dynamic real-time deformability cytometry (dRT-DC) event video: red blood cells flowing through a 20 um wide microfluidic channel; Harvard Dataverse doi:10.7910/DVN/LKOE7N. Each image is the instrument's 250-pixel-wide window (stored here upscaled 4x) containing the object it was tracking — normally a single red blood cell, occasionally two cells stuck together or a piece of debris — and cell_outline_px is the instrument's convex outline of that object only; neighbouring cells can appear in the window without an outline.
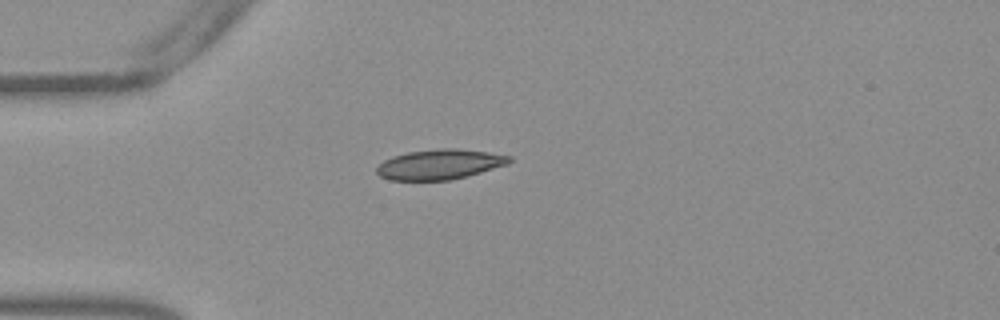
{"species": "Egyptian fruit bat (a non-hibernating species)", "species_latin": "Rousettus aegyptiacus", "temperature_condition": "warm", "stored_images_in_passage": 40, "camera_frame_rate_fps": 3000, "um_per_image_px": 0.085, "frame": {"image": 1, "passage_image": 1, "time_ms": 0.0, "image_size_px": [1000, 320], "cell_outline_px": [[512, 160], [508, 164], [468, 176], [448, 180], [388, 180], [380, 176], [376, 172], [376, 168], [384, 160], [392, 156], [408, 152], [436, 148], [460, 148], [488, 152], [512, 156]], "centroid_in_image_um": [37.38, 13.96], "position_along_channel_um": 47.6, "area_um2": 23.41}}
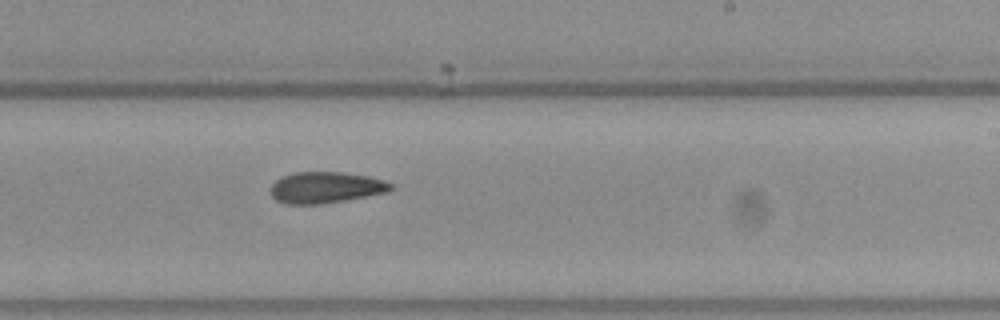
{"frame": {"image": 2, "passage_image": 19, "time_ms": 6.0, "image_size_px": [1000, 320], "cell_outline_px": [[392, 188], [388, 192], [344, 200], [320, 204], [284, 204], [276, 200], [272, 196], [272, 184], [276, 180], [284, 176], [296, 172], [340, 172], [368, 176], [384, 180], [392, 184]], "centroid_in_image_um": [27.69, 15.94], "position_along_channel_um": 261.3, "area_um2": 21.68}}
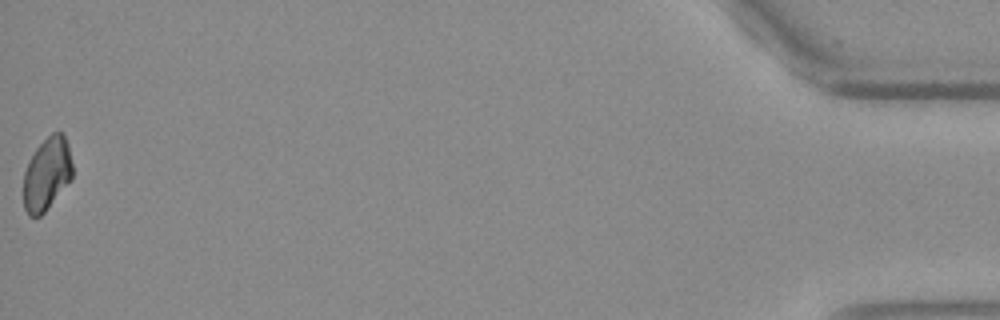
{"frame": {"image": 3, "passage_image": 40, "time_ms": 13.0, "image_size_px": [1000, 320], "cell_outline_px": [[72, 180], [44, 212], [40, 216], [28, 216], [24, 208], [24, 172], [28, 160], [36, 148], [52, 132], [64, 132], [68, 144], [72, 164]], "centroid_in_image_um": [3.99, 14.77], "position_along_channel_um": 431.2, "area_um2": 20.92}}